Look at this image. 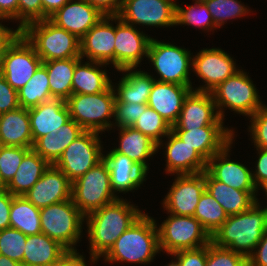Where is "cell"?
I'll use <instances>...</instances> for the list:
<instances>
[{
	"label": "cell",
	"mask_w": 267,
	"mask_h": 266,
	"mask_svg": "<svg viewBox=\"0 0 267 266\" xmlns=\"http://www.w3.org/2000/svg\"><path fill=\"white\" fill-rule=\"evenodd\" d=\"M142 214L135 206L118 198L85 216L90 240V260L95 262L103 257Z\"/></svg>",
	"instance_id": "1"
},
{
	"label": "cell",
	"mask_w": 267,
	"mask_h": 266,
	"mask_svg": "<svg viewBox=\"0 0 267 266\" xmlns=\"http://www.w3.org/2000/svg\"><path fill=\"white\" fill-rule=\"evenodd\" d=\"M267 231V208L256 200L245 212L230 215L211 236V242L248 258Z\"/></svg>",
	"instance_id": "2"
},
{
	"label": "cell",
	"mask_w": 267,
	"mask_h": 266,
	"mask_svg": "<svg viewBox=\"0 0 267 266\" xmlns=\"http://www.w3.org/2000/svg\"><path fill=\"white\" fill-rule=\"evenodd\" d=\"M160 251L156 222L143 213L104 255L108 262L149 263Z\"/></svg>",
	"instance_id": "3"
},
{
	"label": "cell",
	"mask_w": 267,
	"mask_h": 266,
	"mask_svg": "<svg viewBox=\"0 0 267 266\" xmlns=\"http://www.w3.org/2000/svg\"><path fill=\"white\" fill-rule=\"evenodd\" d=\"M21 34L34 47L41 60L81 58L80 39L49 19L27 24Z\"/></svg>",
	"instance_id": "4"
},
{
	"label": "cell",
	"mask_w": 267,
	"mask_h": 266,
	"mask_svg": "<svg viewBox=\"0 0 267 266\" xmlns=\"http://www.w3.org/2000/svg\"><path fill=\"white\" fill-rule=\"evenodd\" d=\"M111 84L98 94H71L66 100L70 117L85 131L100 133L110 127L114 117L115 94Z\"/></svg>",
	"instance_id": "5"
},
{
	"label": "cell",
	"mask_w": 267,
	"mask_h": 266,
	"mask_svg": "<svg viewBox=\"0 0 267 266\" xmlns=\"http://www.w3.org/2000/svg\"><path fill=\"white\" fill-rule=\"evenodd\" d=\"M84 218L72 198L40 208L42 233L58 241L69 252H77L74 245L80 239Z\"/></svg>",
	"instance_id": "6"
},
{
	"label": "cell",
	"mask_w": 267,
	"mask_h": 266,
	"mask_svg": "<svg viewBox=\"0 0 267 266\" xmlns=\"http://www.w3.org/2000/svg\"><path fill=\"white\" fill-rule=\"evenodd\" d=\"M71 198L84 216L119 198L111 188L110 170L104 159L72 183Z\"/></svg>",
	"instance_id": "7"
},
{
	"label": "cell",
	"mask_w": 267,
	"mask_h": 266,
	"mask_svg": "<svg viewBox=\"0 0 267 266\" xmlns=\"http://www.w3.org/2000/svg\"><path fill=\"white\" fill-rule=\"evenodd\" d=\"M157 229L160 251L170 255L180 250L201 248L211 242V236L193 216L170 213Z\"/></svg>",
	"instance_id": "8"
},
{
	"label": "cell",
	"mask_w": 267,
	"mask_h": 266,
	"mask_svg": "<svg viewBox=\"0 0 267 266\" xmlns=\"http://www.w3.org/2000/svg\"><path fill=\"white\" fill-rule=\"evenodd\" d=\"M210 93L222 120L224 118V111H222L224 107L251 117L264 106L259 99L260 97L253 82L240 69Z\"/></svg>",
	"instance_id": "9"
},
{
	"label": "cell",
	"mask_w": 267,
	"mask_h": 266,
	"mask_svg": "<svg viewBox=\"0 0 267 266\" xmlns=\"http://www.w3.org/2000/svg\"><path fill=\"white\" fill-rule=\"evenodd\" d=\"M43 61L34 47L20 33L0 59V73L16 91L31 79Z\"/></svg>",
	"instance_id": "10"
},
{
	"label": "cell",
	"mask_w": 267,
	"mask_h": 266,
	"mask_svg": "<svg viewBox=\"0 0 267 266\" xmlns=\"http://www.w3.org/2000/svg\"><path fill=\"white\" fill-rule=\"evenodd\" d=\"M147 58L160 76L156 81L192 85L189 79L192 66L190 51L152 38Z\"/></svg>",
	"instance_id": "11"
},
{
	"label": "cell",
	"mask_w": 267,
	"mask_h": 266,
	"mask_svg": "<svg viewBox=\"0 0 267 266\" xmlns=\"http://www.w3.org/2000/svg\"><path fill=\"white\" fill-rule=\"evenodd\" d=\"M99 133L84 131L54 164L73 183L103 159Z\"/></svg>",
	"instance_id": "12"
},
{
	"label": "cell",
	"mask_w": 267,
	"mask_h": 266,
	"mask_svg": "<svg viewBox=\"0 0 267 266\" xmlns=\"http://www.w3.org/2000/svg\"><path fill=\"white\" fill-rule=\"evenodd\" d=\"M174 0H124L118 17L125 23L168 27L175 25Z\"/></svg>",
	"instance_id": "13"
},
{
	"label": "cell",
	"mask_w": 267,
	"mask_h": 266,
	"mask_svg": "<svg viewBox=\"0 0 267 266\" xmlns=\"http://www.w3.org/2000/svg\"><path fill=\"white\" fill-rule=\"evenodd\" d=\"M114 20L118 21L115 26L114 67L117 70L136 68L142 56L148 57L152 38L123 22L118 16H114Z\"/></svg>",
	"instance_id": "14"
},
{
	"label": "cell",
	"mask_w": 267,
	"mask_h": 266,
	"mask_svg": "<svg viewBox=\"0 0 267 266\" xmlns=\"http://www.w3.org/2000/svg\"><path fill=\"white\" fill-rule=\"evenodd\" d=\"M206 190L205 171L178 174L163 200V206L173 215L194 216L200 196Z\"/></svg>",
	"instance_id": "15"
},
{
	"label": "cell",
	"mask_w": 267,
	"mask_h": 266,
	"mask_svg": "<svg viewBox=\"0 0 267 266\" xmlns=\"http://www.w3.org/2000/svg\"><path fill=\"white\" fill-rule=\"evenodd\" d=\"M229 54L222 49H203L192 58V69L204 80L206 86L198 87L195 91L211 92L228 77L233 76L239 69Z\"/></svg>",
	"instance_id": "16"
},
{
	"label": "cell",
	"mask_w": 267,
	"mask_h": 266,
	"mask_svg": "<svg viewBox=\"0 0 267 266\" xmlns=\"http://www.w3.org/2000/svg\"><path fill=\"white\" fill-rule=\"evenodd\" d=\"M201 127H224L223 120L218 114L211 93L191 90L184 99L179 118L172 129Z\"/></svg>",
	"instance_id": "17"
},
{
	"label": "cell",
	"mask_w": 267,
	"mask_h": 266,
	"mask_svg": "<svg viewBox=\"0 0 267 266\" xmlns=\"http://www.w3.org/2000/svg\"><path fill=\"white\" fill-rule=\"evenodd\" d=\"M114 16L104 15L80 39V57L114 67L115 27L110 23Z\"/></svg>",
	"instance_id": "18"
},
{
	"label": "cell",
	"mask_w": 267,
	"mask_h": 266,
	"mask_svg": "<svg viewBox=\"0 0 267 266\" xmlns=\"http://www.w3.org/2000/svg\"><path fill=\"white\" fill-rule=\"evenodd\" d=\"M233 140L207 161L206 171L217 181L232 188L248 191L256 200L257 187L252 172L243 164L227 159ZM256 192V193H255Z\"/></svg>",
	"instance_id": "19"
},
{
	"label": "cell",
	"mask_w": 267,
	"mask_h": 266,
	"mask_svg": "<svg viewBox=\"0 0 267 266\" xmlns=\"http://www.w3.org/2000/svg\"><path fill=\"white\" fill-rule=\"evenodd\" d=\"M38 208L67 201L72 197V182L51 164L42 177L23 195Z\"/></svg>",
	"instance_id": "20"
},
{
	"label": "cell",
	"mask_w": 267,
	"mask_h": 266,
	"mask_svg": "<svg viewBox=\"0 0 267 266\" xmlns=\"http://www.w3.org/2000/svg\"><path fill=\"white\" fill-rule=\"evenodd\" d=\"M103 16L104 14L86 0H69L52 14L49 20L81 39Z\"/></svg>",
	"instance_id": "21"
},
{
	"label": "cell",
	"mask_w": 267,
	"mask_h": 266,
	"mask_svg": "<svg viewBox=\"0 0 267 266\" xmlns=\"http://www.w3.org/2000/svg\"><path fill=\"white\" fill-rule=\"evenodd\" d=\"M193 89L192 85H179L155 80L147 105L173 126L179 118L185 97Z\"/></svg>",
	"instance_id": "22"
},
{
	"label": "cell",
	"mask_w": 267,
	"mask_h": 266,
	"mask_svg": "<svg viewBox=\"0 0 267 266\" xmlns=\"http://www.w3.org/2000/svg\"><path fill=\"white\" fill-rule=\"evenodd\" d=\"M188 146L193 147L206 161L228 145L234 131L225 127H201L196 129H172Z\"/></svg>",
	"instance_id": "23"
},
{
	"label": "cell",
	"mask_w": 267,
	"mask_h": 266,
	"mask_svg": "<svg viewBox=\"0 0 267 266\" xmlns=\"http://www.w3.org/2000/svg\"><path fill=\"white\" fill-rule=\"evenodd\" d=\"M28 114L33 144L39 137L57 133L58 128L71 119L66 101L55 98L29 108Z\"/></svg>",
	"instance_id": "24"
},
{
	"label": "cell",
	"mask_w": 267,
	"mask_h": 266,
	"mask_svg": "<svg viewBox=\"0 0 267 266\" xmlns=\"http://www.w3.org/2000/svg\"><path fill=\"white\" fill-rule=\"evenodd\" d=\"M166 147V172L195 174L204 172L207 161L193 148L183 142L172 130L168 133Z\"/></svg>",
	"instance_id": "25"
},
{
	"label": "cell",
	"mask_w": 267,
	"mask_h": 266,
	"mask_svg": "<svg viewBox=\"0 0 267 266\" xmlns=\"http://www.w3.org/2000/svg\"><path fill=\"white\" fill-rule=\"evenodd\" d=\"M103 159L110 170V183L113 192L133 191L145 180L147 173L134 161L113 149Z\"/></svg>",
	"instance_id": "26"
},
{
	"label": "cell",
	"mask_w": 267,
	"mask_h": 266,
	"mask_svg": "<svg viewBox=\"0 0 267 266\" xmlns=\"http://www.w3.org/2000/svg\"><path fill=\"white\" fill-rule=\"evenodd\" d=\"M0 145L33 147L28 109L19 107L0 114Z\"/></svg>",
	"instance_id": "27"
},
{
	"label": "cell",
	"mask_w": 267,
	"mask_h": 266,
	"mask_svg": "<svg viewBox=\"0 0 267 266\" xmlns=\"http://www.w3.org/2000/svg\"><path fill=\"white\" fill-rule=\"evenodd\" d=\"M69 251L44 233L27 236L23 266H55Z\"/></svg>",
	"instance_id": "28"
},
{
	"label": "cell",
	"mask_w": 267,
	"mask_h": 266,
	"mask_svg": "<svg viewBox=\"0 0 267 266\" xmlns=\"http://www.w3.org/2000/svg\"><path fill=\"white\" fill-rule=\"evenodd\" d=\"M85 130L74 120L58 128L57 133L46 134L39 137L33 144L32 149L50 164H55L62 156L66 147L79 137Z\"/></svg>",
	"instance_id": "29"
},
{
	"label": "cell",
	"mask_w": 267,
	"mask_h": 266,
	"mask_svg": "<svg viewBox=\"0 0 267 266\" xmlns=\"http://www.w3.org/2000/svg\"><path fill=\"white\" fill-rule=\"evenodd\" d=\"M119 137L120 145L113 150L129 157L147 173L148 165L145 159L151 157L158 151L157 143L132 126L120 128Z\"/></svg>",
	"instance_id": "30"
},
{
	"label": "cell",
	"mask_w": 267,
	"mask_h": 266,
	"mask_svg": "<svg viewBox=\"0 0 267 266\" xmlns=\"http://www.w3.org/2000/svg\"><path fill=\"white\" fill-rule=\"evenodd\" d=\"M51 164L31 149L5 189L13 196H23L42 177Z\"/></svg>",
	"instance_id": "31"
},
{
	"label": "cell",
	"mask_w": 267,
	"mask_h": 266,
	"mask_svg": "<svg viewBox=\"0 0 267 266\" xmlns=\"http://www.w3.org/2000/svg\"><path fill=\"white\" fill-rule=\"evenodd\" d=\"M206 190L223 207L228 216L248 210L256 199L248 192L241 191L215 180L205 170Z\"/></svg>",
	"instance_id": "32"
},
{
	"label": "cell",
	"mask_w": 267,
	"mask_h": 266,
	"mask_svg": "<svg viewBox=\"0 0 267 266\" xmlns=\"http://www.w3.org/2000/svg\"><path fill=\"white\" fill-rule=\"evenodd\" d=\"M135 68H123L118 71L129 72L120 80L115 92L116 98L123 103L146 104L156 80L151 75L143 71H132ZM132 71V72H131Z\"/></svg>",
	"instance_id": "33"
},
{
	"label": "cell",
	"mask_w": 267,
	"mask_h": 266,
	"mask_svg": "<svg viewBox=\"0 0 267 266\" xmlns=\"http://www.w3.org/2000/svg\"><path fill=\"white\" fill-rule=\"evenodd\" d=\"M102 65L107 64L93 61L82 64L81 59L75 66L72 94H98L105 91L112 81L105 70L102 71L98 68Z\"/></svg>",
	"instance_id": "34"
},
{
	"label": "cell",
	"mask_w": 267,
	"mask_h": 266,
	"mask_svg": "<svg viewBox=\"0 0 267 266\" xmlns=\"http://www.w3.org/2000/svg\"><path fill=\"white\" fill-rule=\"evenodd\" d=\"M82 58L44 61L47 69L50 92L53 98L66 101L72 94V80L76 64Z\"/></svg>",
	"instance_id": "35"
},
{
	"label": "cell",
	"mask_w": 267,
	"mask_h": 266,
	"mask_svg": "<svg viewBox=\"0 0 267 266\" xmlns=\"http://www.w3.org/2000/svg\"><path fill=\"white\" fill-rule=\"evenodd\" d=\"M10 228L17 229L26 236L42 233L40 208L24 196H13L10 208Z\"/></svg>",
	"instance_id": "36"
},
{
	"label": "cell",
	"mask_w": 267,
	"mask_h": 266,
	"mask_svg": "<svg viewBox=\"0 0 267 266\" xmlns=\"http://www.w3.org/2000/svg\"><path fill=\"white\" fill-rule=\"evenodd\" d=\"M53 99L50 92L47 69L41 65L31 79L18 90L20 107L32 108Z\"/></svg>",
	"instance_id": "37"
},
{
	"label": "cell",
	"mask_w": 267,
	"mask_h": 266,
	"mask_svg": "<svg viewBox=\"0 0 267 266\" xmlns=\"http://www.w3.org/2000/svg\"><path fill=\"white\" fill-rule=\"evenodd\" d=\"M193 217H195L208 234L212 236L227 220L228 215L219 202L205 190L200 196Z\"/></svg>",
	"instance_id": "38"
},
{
	"label": "cell",
	"mask_w": 267,
	"mask_h": 266,
	"mask_svg": "<svg viewBox=\"0 0 267 266\" xmlns=\"http://www.w3.org/2000/svg\"><path fill=\"white\" fill-rule=\"evenodd\" d=\"M132 127L154 140L157 143V148L162 144L161 137L167 136L172 130V126L149 106L146 110H142L140 117Z\"/></svg>",
	"instance_id": "39"
},
{
	"label": "cell",
	"mask_w": 267,
	"mask_h": 266,
	"mask_svg": "<svg viewBox=\"0 0 267 266\" xmlns=\"http://www.w3.org/2000/svg\"><path fill=\"white\" fill-rule=\"evenodd\" d=\"M179 24L197 26L206 30L216 28L211 13L203 0H195L194 6L187 5L186 8L176 4L175 25Z\"/></svg>",
	"instance_id": "40"
},
{
	"label": "cell",
	"mask_w": 267,
	"mask_h": 266,
	"mask_svg": "<svg viewBox=\"0 0 267 266\" xmlns=\"http://www.w3.org/2000/svg\"><path fill=\"white\" fill-rule=\"evenodd\" d=\"M203 2L211 13L216 28L224 25L229 18L241 17L249 12L238 0H203Z\"/></svg>",
	"instance_id": "41"
},
{
	"label": "cell",
	"mask_w": 267,
	"mask_h": 266,
	"mask_svg": "<svg viewBox=\"0 0 267 266\" xmlns=\"http://www.w3.org/2000/svg\"><path fill=\"white\" fill-rule=\"evenodd\" d=\"M27 236L14 228L0 231V255L15 260L23 266Z\"/></svg>",
	"instance_id": "42"
},
{
	"label": "cell",
	"mask_w": 267,
	"mask_h": 266,
	"mask_svg": "<svg viewBox=\"0 0 267 266\" xmlns=\"http://www.w3.org/2000/svg\"><path fill=\"white\" fill-rule=\"evenodd\" d=\"M31 149L0 145V176L5 185L14 177L24 156Z\"/></svg>",
	"instance_id": "43"
},
{
	"label": "cell",
	"mask_w": 267,
	"mask_h": 266,
	"mask_svg": "<svg viewBox=\"0 0 267 266\" xmlns=\"http://www.w3.org/2000/svg\"><path fill=\"white\" fill-rule=\"evenodd\" d=\"M206 266H248V262L245 256L210 242Z\"/></svg>",
	"instance_id": "44"
},
{
	"label": "cell",
	"mask_w": 267,
	"mask_h": 266,
	"mask_svg": "<svg viewBox=\"0 0 267 266\" xmlns=\"http://www.w3.org/2000/svg\"><path fill=\"white\" fill-rule=\"evenodd\" d=\"M147 107V103H123L116 98L114 106L115 124H117L118 128L133 126L138 117H140L142 110H146Z\"/></svg>",
	"instance_id": "45"
},
{
	"label": "cell",
	"mask_w": 267,
	"mask_h": 266,
	"mask_svg": "<svg viewBox=\"0 0 267 266\" xmlns=\"http://www.w3.org/2000/svg\"><path fill=\"white\" fill-rule=\"evenodd\" d=\"M250 131L256 148L267 149V106L261 107L251 116Z\"/></svg>",
	"instance_id": "46"
},
{
	"label": "cell",
	"mask_w": 267,
	"mask_h": 266,
	"mask_svg": "<svg viewBox=\"0 0 267 266\" xmlns=\"http://www.w3.org/2000/svg\"><path fill=\"white\" fill-rule=\"evenodd\" d=\"M18 20L20 31L31 22L43 20L41 0H18Z\"/></svg>",
	"instance_id": "47"
},
{
	"label": "cell",
	"mask_w": 267,
	"mask_h": 266,
	"mask_svg": "<svg viewBox=\"0 0 267 266\" xmlns=\"http://www.w3.org/2000/svg\"><path fill=\"white\" fill-rule=\"evenodd\" d=\"M171 255L176 256L181 266H206L208 245L197 249L180 250Z\"/></svg>",
	"instance_id": "48"
},
{
	"label": "cell",
	"mask_w": 267,
	"mask_h": 266,
	"mask_svg": "<svg viewBox=\"0 0 267 266\" xmlns=\"http://www.w3.org/2000/svg\"><path fill=\"white\" fill-rule=\"evenodd\" d=\"M19 107L18 91L13 89L0 73V114Z\"/></svg>",
	"instance_id": "49"
},
{
	"label": "cell",
	"mask_w": 267,
	"mask_h": 266,
	"mask_svg": "<svg viewBox=\"0 0 267 266\" xmlns=\"http://www.w3.org/2000/svg\"><path fill=\"white\" fill-rule=\"evenodd\" d=\"M13 195L6 189L0 190V231L10 228V208Z\"/></svg>",
	"instance_id": "50"
},
{
	"label": "cell",
	"mask_w": 267,
	"mask_h": 266,
	"mask_svg": "<svg viewBox=\"0 0 267 266\" xmlns=\"http://www.w3.org/2000/svg\"><path fill=\"white\" fill-rule=\"evenodd\" d=\"M255 249L257 250H254L247 258L248 266H267V231Z\"/></svg>",
	"instance_id": "51"
},
{
	"label": "cell",
	"mask_w": 267,
	"mask_h": 266,
	"mask_svg": "<svg viewBox=\"0 0 267 266\" xmlns=\"http://www.w3.org/2000/svg\"><path fill=\"white\" fill-rule=\"evenodd\" d=\"M259 158L256 165V173H252L255 186L260 188L267 181V149L257 148Z\"/></svg>",
	"instance_id": "52"
},
{
	"label": "cell",
	"mask_w": 267,
	"mask_h": 266,
	"mask_svg": "<svg viewBox=\"0 0 267 266\" xmlns=\"http://www.w3.org/2000/svg\"><path fill=\"white\" fill-rule=\"evenodd\" d=\"M96 7L102 14L117 16L124 0H86Z\"/></svg>",
	"instance_id": "53"
},
{
	"label": "cell",
	"mask_w": 267,
	"mask_h": 266,
	"mask_svg": "<svg viewBox=\"0 0 267 266\" xmlns=\"http://www.w3.org/2000/svg\"><path fill=\"white\" fill-rule=\"evenodd\" d=\"M21 33V31L16 28V30L4 27L0 23V59L5 53L6 48L15 40V38Z\"/></svg>",
	"instance_id": "54"
},
{
	"label": "cell",
	"mask_w": 267,
	"mask_h": 266,
	"mask_svg": "<svg viewBox=\"0 0 267 266\" xmlns=\"http://www.w3.org/2000/svg\"><path fill=\"white\" fill-rule=\"evenodd\" d=\"M0 19H18V0H0Z\"/></svg>",
	"instance_id": "55"
},
{
	"label": "cell",
	"mask_w": 267,
	"mask_h": 266,
	"mask_svg": "<svg viewBox=\"0 0 267 266\" xmlns=\"http://www.w3.org/2000/svg\"><path fill=\"white\" fill-rule=\"evenodd\" d=\"M69 0H41L43 7V20L49 19L58 9H60Z\"/></svg>",
	"instance_id": "56"
},
{
	"label": "cell",
	"mask_w": 267,
	"mask_h": 266,
	"mask_svg": "<svg viewBox=\"0 0 267 266\" xmlns=\"http://www.w3.org/2000/svg\"><path fill=\"white\" fill-rule=\"evenodd\" d=\"M83 255L77 252H69L57 265L55 266H87Z\"/></svg>",
	"instance_id": "57"
},
{
	"label": "cell",
	"mask_w": 267,
	"mask_h": 266,
	"mask_svg": "<svg viewBox=\"0 0 267 266\" xmlns=\"http://www.w3.org/2000/svg\"><path fill=\"white\" fill-rule=\"evenodd\" d=\"M0 266H22L21 263L0 255Z\"/></svg>",
	"instance_id": "58"
},
{
	"label": "cell",
	"mask_w": 267,
	"mask_h": 266,
	"mask_svg": "<svg viewBox=\"0 0 267 266\" xmlns=\"http://www.w3.org/2000/svg\"><path fill=\"white\" fill-rule=\"evenodd\" d=\"M167 266H181V264L178 260H176L174 262L171 261V263H169Z\"/></svg>",
	"instance_id": "59"
},
{
	"label": "cell",
	"mask_w": 267,
	"mask_h": 266,
	"mask_svg": "<svg viewBox=\"0 0 267 266\" xmlns=\"http://www.w3.org/2000/svg\"><path fill=\"white\" fill-rule=\"evenodd\" d=\"M262 189H264V191L266 192V196H267V181L265 183H263L261 186H260Z\"/></svg>",
	"instance_id": "60"
},
{
	"label": "cell",
	"mask_w": 267,
	"mask_h": 266,
	"mask_svg": "<svg viewBox=\"0 0 267 266\" xmlns=\"http://www.w3.org/2000/svg\"><path fill=\"white\" fill-rule=\"evenodd\" d=\"M6 185L2 182L1 176H0V190L5 189Z\"/></svg>",
	"instance_id": "61"
}]
</instances>
